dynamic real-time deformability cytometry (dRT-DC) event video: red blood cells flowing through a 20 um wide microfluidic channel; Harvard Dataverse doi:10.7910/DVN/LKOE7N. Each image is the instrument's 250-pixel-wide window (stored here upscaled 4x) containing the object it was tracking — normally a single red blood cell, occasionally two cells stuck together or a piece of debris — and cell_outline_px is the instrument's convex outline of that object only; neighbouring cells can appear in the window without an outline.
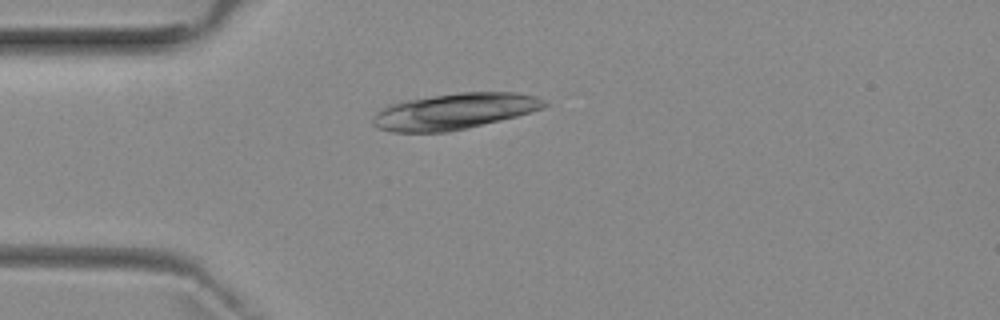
{"species": "common noctule bat (a hibernating species)", "species_latin": "Nyctalus noctula", "temperature_condition": "room temperature", "stored_images_in_passage": 2, "camera_frame_rate_fps": 3000, "um_per_image_px": 0.085, "animal": {"sex": "female", "body_mass_g": 29.2, "forearm_length_mm": 56.3}, "frame": {"image": 1, "passage_image": 2, "time_ms": 1.0, "image_size_px": [1000, 320], "cell_outline_px": [[548, 104], [532, 112], [500, 120], [448, 132], [392, 132], [380, 128], [372, 124], [372, 116], [376, 112], [388, 104], [408, 100], [432, 96], [460, 92], [512, 92], [536, 96], [544, 100]], "centroid_in_image_um": [38.59, 9.46], "position_along_channel_um": 46.4, "area_um2": 35.72}}